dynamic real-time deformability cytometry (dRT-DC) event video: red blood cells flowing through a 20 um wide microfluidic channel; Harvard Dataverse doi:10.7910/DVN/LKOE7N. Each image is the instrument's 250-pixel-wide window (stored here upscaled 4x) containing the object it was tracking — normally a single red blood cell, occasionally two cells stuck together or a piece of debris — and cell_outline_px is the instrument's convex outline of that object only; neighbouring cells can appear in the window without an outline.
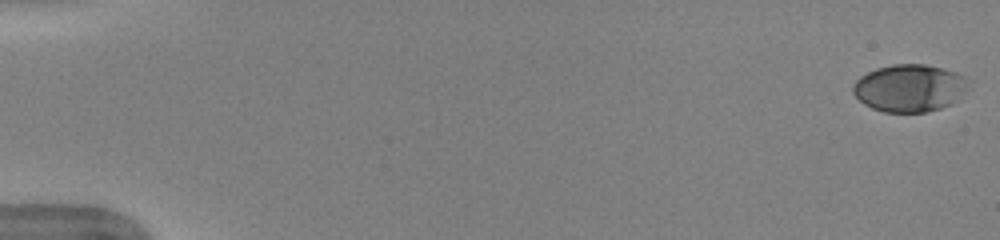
{"species": "human", "species_latin": "Homo sapiens", "temperature_condition": "warm", "stored_images_in_passage": 52, "camera_frame_rate_fps": 3000, "um_per_image_px": 0.085, "donor": {"sex": "female"}, "frame": {"image": 1, "passage_image": 1, "time_ms": 0.0, "image_size_px": [1000, 240], "cell_outline_px": [[972, 88], [952, 104], [928, 112], [884, 112], [872, 108], [864, 104], [852, 92], [852, 84], [860, 76], [876, 68], [892, 64], [924, 64], [956, 72], [972, 80]], "centroid_in_image_um": [77.37, 7.48], "position_along_channel_um": 7.6, "area_um2": 32.48}}
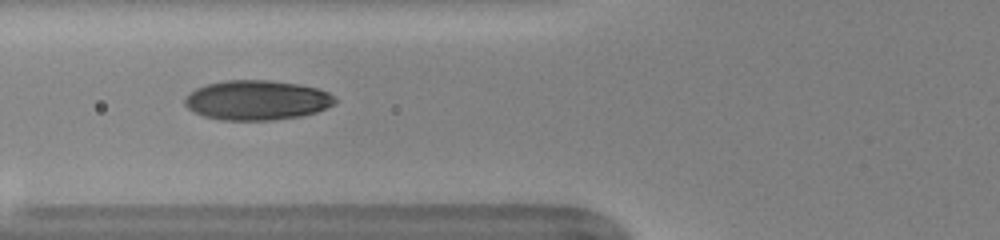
{"frame": {"image": 2, "passage_image": 21, "time_ms": 6.667, "image_size_px": [1000, 240], "cell_outline_px": [[336, 100], [332, 104], [316, 112], [300, 116], [272, 120], [220, 120], [204, 116], [188, 108], [184, 104], [184, 100], [196, 88], [208, 84], [224, 80], [268, 80], [296, 84], [316, 88], [328, 92]], "centroid_in_image_um": [21.81, 8.52], "position_along_channel_um": 104.0, "area_um2": 34.33}}
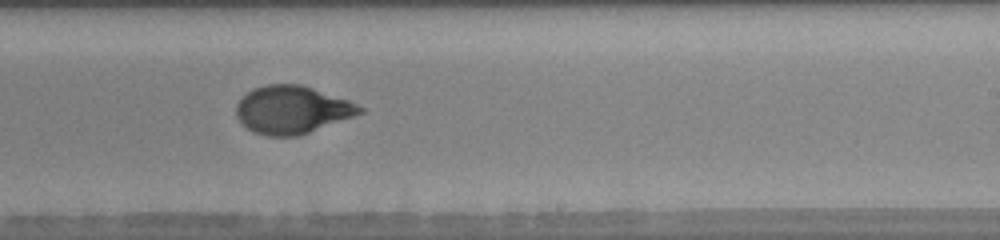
{"frame": {"image": 3, "passage_image": 33, "time_ms": 10.667, "image_size_px": [1000, 240], "cell_outline_px": [[364, 112], [308, 132], [296, 136], [268, 136], [252, 132], [236, 116], [236, 104], [252, 88], [268, 84], [300, 84], [348, 100], [364, 108]], "centroid_in_image_um": [24.79, 9.32], "position_along_channel_um": 264.2, "area_um2": 33.93}, "authors_computed_cell_mechanics": {"area_um2": 33.5529, "velocity_mm_per_s": 3.9945, "shape_relaxation_time_tau1_ms": 3.9676, "shape_relaxation_time_tau2_ms": 0.9033, "deformation_change_tau1": 0.1912, "deformation_change_tau2": 0.0547}}